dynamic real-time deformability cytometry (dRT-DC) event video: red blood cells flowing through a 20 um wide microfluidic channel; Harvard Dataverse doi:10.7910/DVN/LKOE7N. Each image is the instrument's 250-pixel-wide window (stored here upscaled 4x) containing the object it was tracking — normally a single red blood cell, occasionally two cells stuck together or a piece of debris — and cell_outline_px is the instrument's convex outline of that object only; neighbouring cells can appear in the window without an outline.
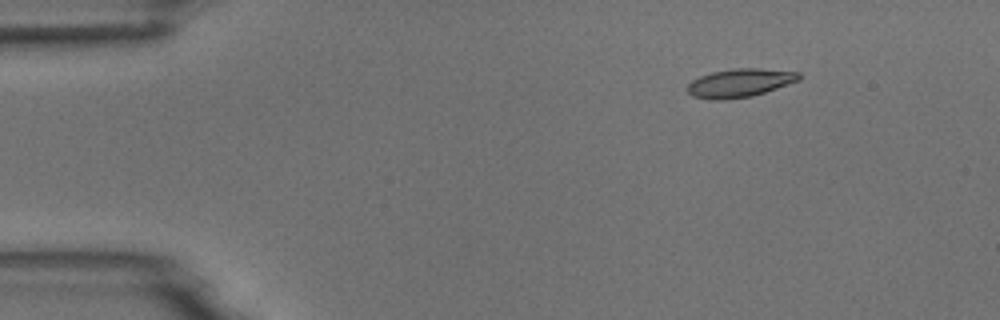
{"species": "common noctule bat (a hibernating species)", "species_latin": "Nyctalus noctula", "temperature_condition": "room temperature", "stored_images_in_passage": 13, "camera_frame_rate_fps": 3000, "um_per_image_px": 0.085, "animal": {"sex": "male", "body_mass_g": 18.8}, "frame": {"image": 1, "passage_image": 1, "time_ms": 0.0, "image_size_px": [1000, 320], "cell_outline_px": [[800, 80], [752, 96], [720, 100], [712, 100], [692, 96], [688, 92], [688, 84], [692, 80], [700, 76], [712, 72], [732, 68], [760, 68], [800, 72]], "centroid_in_image_um": [62.88, 7.04], "position_along_channel_um": 22.1, "area_um2": 18.44}}
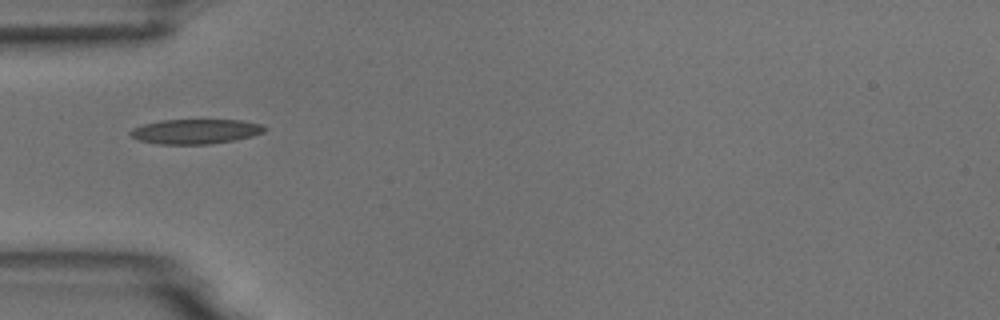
{"frame": {"image": 2, "passage_image": 3, "time_ms": 3.333, "image_size_px": [1000, 320], "cell_outline_px": [[268, 128], [264, 132], [252, 136], [236, 140], [208, 144], [160, 144], [140, 140], [132, 136], [128, 132], [132, 128], [144, 124], [160, 120], [240, 120], [260, 124]], "centroid_in_image_um": [16.63, 11.17], "position_along_channel_um": 68.4, "area_um2": 19.31}}
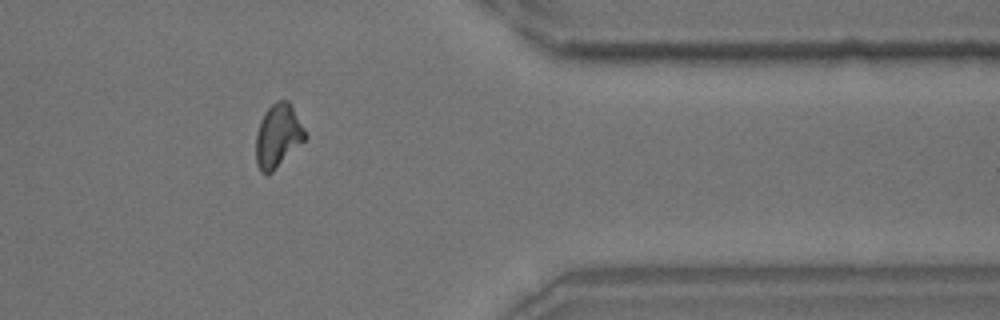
{"frame": {"image": 3, "passage_image": 11, "time_ms": 12.333, "image_size_px": [1000, 320], "cell_outline_px": [[308, 136], [272, 172], [260, 172], [256, 164], [256, 132], [260, 120], [268, 108], [276, 100], [288, 100], [292, 104]], "centroid_in_image_um": [23.62, 11.51], "position_along_channel_um": 387.8, "area_um2": 18.09}, "authors_computed_cell_mechanics": {"area_um2": 18.4382, "velocity_mm_per_s": 3.7374, "shape_relaxation_time_tau1_ms": 5.701, "shape_relaxation_time_tau2_ms": 4.4566, "deformation_change_tau1": 0.1393, "deformation_change_tau2": 0.1095}}